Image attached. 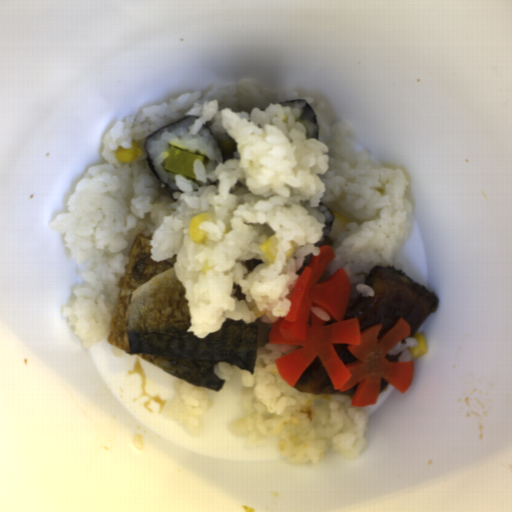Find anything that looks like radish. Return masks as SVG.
<instances>
[{
    "instance_id": "obj_1",
    "label": "radish",
    "mask_w": 512,
    "mask_h": 512,
    "mask_svg": "<svg viewBox=\"0 0 512 512\" xmlns=\"http://www.w3.org/2000/svg\"><path fill=\"white\" fill-rule=\"evenodd\" d=\"M336 257L334 247L322 245L309 266L302 269L289 296V311L275 320L269 333L271 345H298L300 348L276 360L280 377L292 388L319 357L333 390L344 392L358 384L350 405L376 403L381 379L401 393L409 389L414 361L389 362L386 358L396 344L411 335L405 318L379 339L381 324L361 332L359 319L344 320L351 293V279L341 267L327 281L318 283L324 269ZM348 344L360 360L343 363L334 344Z\"/></svg>"
},
{
    "instance_id": "obj_2",
    "label": "radish",
    "mask_w": 512,
    "mask_h": 512,
    "mask_svg": "<svg viewBox=\"0 0 512 512\" xmlns=\"http://www.w3.org/2000/svg\"><path fill=\"white\" fill-rule=\"evenodd\" d=\"M196 160L204 163L203 155L189 153L170 146L164 167L173 174L195 179L194 164Z\"/></svg>"
}]
</instances>
